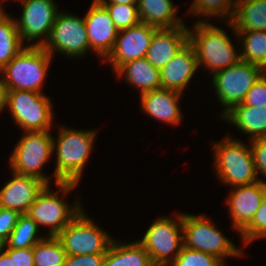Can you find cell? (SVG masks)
<instances>
[{"label":"cell","instance_id":"1","mask_svg":"<svg viewBox=\"0 0 266 266\" xmlns=\"http://www.w3.org/2000/svg\"><path fill=\"white\" fill-rule=\"evenodd\" d=\"M58 132L57 140L53 138V151H57L54 184L64 195L76 188L81 181L97 132L94 129L74 130L63 126Z\"/></svg>","mask_w":266,"mask_h":266},{"label":"cell","instance_id":"2","mask_svg":"<svg viewBox=\"0 0 266 266\" xmlns=\"http://www.w3.org/2000/svg\"><path fill=\"white\" fill-rule=\"evenodd\" d=\"M188 29V42L194 47L198 66L204 65L211 73H216L237 64V53L227 33L206 20H199Z\"/></svg>","mask_w":266,"mask_h":266},{"label":"cell","instance_id":"3","mask_svg":"<svg viewBox=\"0 0 266 266\" xmlns=\"http://www.w3.org/2000/svg\"><path fill=\"white\" fill-rule=\"evenodd\" d=\"M250 144L247 145L232 136H225L220 142L214 143V162L219 181L232 187L255 183L257 176Z\"/></svg>","mask_w":266,"mask_h":266},{"label":"cell","instance_id":"4","mask_svg":"<svg viewBox=\"0 0 266 266\" xmlns=\"http://www.w3.org/2000/svg\"><path fill=\"white\" fill-rule=\"evenodd\" d=\"M52 57L43 47L26 46L1 70L6 89L43 93Z\"/></svg>","mask_w":266,"mask_h":266},{"label":"cell","instance_id":"5","mask_svg":"<svg viewBox=\"0 0 266 266\" xmlns=\"http://www.w3.org/2000/svg\"><path fill=\"white\" fill-rule=\"evenodd\" d=\"M182 226L185 247L215 256L224 264L225 257H240L244 254L203 214L196 216L184 213Z\"/></svg>","mask_w":266,"mask_h":266},{"label":"cell","instance_id":"6","mask_svg":"<svg viewBox=\"0 0 266 266\" xmlns=\"http://www.w3.org/2000/svg\"><path fill=\"white\" fill-rule=\"evenodd\" d=\"M24 132L49 131L53 122L50 97L44 93L7 90L4 108Z\"/></svg>","mask_w":266,"mask_h":266},{"label":"cell","instance_id":"7","mask_svg":"<svg viewBox=\"0 0 266 266\" xmlns=\"http://www.w3.org/2000/svg\"><path fill=\"white\" fill-rule=\"evenodd\" d=\"M53 138L50 131L24 132L9 158L12 172L37 177L50 185L41 168L53 155Z\"/></svg>","mask_w":266,"mask_h":266},{"label":"cell","instance_id":"8","mask_svg":"<svg viewBox=\"0 0 266 266\" xmlns=\"http://www.w3.org/2000/svg\"><path fill=\"white\" fill-rule=\"evenodd\" d=\"M157 218L145 232L141 240H137L149 254L155 266L170 265L181 252L183 240V214ZM173 254V255H172Z\"/></svg>","mask_w":266,"mask_h":266},{"label":"cell","instance_id":"9","mask_svg":"<svg viewBox=\"0 0 266 266\" xmlns=\"http://www.w3.org/2000/svg\"><path fill=\"white\" fill-rule=\"evenodd\" d=\"M264 72L260 66L240 60L237 64L214 73L212 85L220 105L224 106L220 118L243 102L246 93Z\"/></svg>","mask_w":266,"mask_h":266},{"label":"cell","instance_id":"10","mask_svg":"<svg viewBox=\"0 0 266 266\" xmlns=\"http://www.w3.org/2000/svg\"><path fill=\"white\" fill-rule=\"evenodd\" d=\"M67 255L106 254L113 238L82 210L57 236Z\"/></svg>","mask_w":266,"mask_h":266},{"label":"cell","instance_id":"11","mask_svg":"<svg viewBox=\"0 0 266 266\" xmlns=\"http://www.w3.org/2000/svg\"><path fill=\"white\" fill-rule=\"evenodd\" d=\"M51 56L54 51L67 57H82L90 50L84 17L58 12L47 41L42 46Z\"/></svg>","mask_w":266,"mask_h":266},{"label":"cell","instance_id":"12","mask_svg":"<svg viewBox=\"0 0 266 266\" xmlns=\"http://www.w3.org/2000/svg\"><path fill=\"white\" fill-rule=\"evenodd\" d=\"M50 185H46L38 194L36 200L29 207L28 214L39 226L49 227L46 236H57L83 209L76 201L70 207L57 191H51Z\"/></svg>","mask_w":266,"mask_h":266},{"label":"cell","instance_id":"13","mask_svg":"<svg viewBox=\"0 0 266 266\" xmlns=\"http://www.w3.org/2000/svg\"><path fill=\"white\" fill-rule=\"evenodd\" d=\"M21 7V18L15 21L22 43L25 39L35 40L27 46L42 47L59 12L56 3L54 0H25L21 2Z\"/></svg>","mask_w":266,"mask_h":266},{"label":"cell","instance_id":"14","mask_svg":"<svg viewBox=\"0 0 266 266\" xmlns=\"http://www.w3.org/2000/svg\"><path fill=\"white\" fill-rule=\"evenodd\" d=\"M158 27L139 23L118 32L112 51L103 59L112 65L116 72L123 64L144 58Z\"/></svg>","mask_w":266,"mask_h":266},{"label":"cell","instance_id":"15","mask_svg":"<svg viewBox=\"0 0 266 266\" xmlns=\"http://www.w3.org/2000/svg\"><path fill=\"white\" fill-rule=\"evenodd\" d=\"M84 21L90 51L105 59L112 51L119 32L108 10L99 0H93Z\"/></svg>","mask_w":266,"mask_h":266},{"label":"cell","instance_id":"16","mask_svg":"<svg viewBox=\"0 0 266 266\" xmlns=\"http://www.w3.org/2000/svg\"><path fill=\"white\" fill-rule=\"evenodd\" d=\"M266 195V181L233 187L226 198L232 226L241 232L253 219Z\"/></svg>","mask_w":266,"mask_h":266},{"label":"cell","instance_id":"17","mask_svg":"<svg viewBox=\"0 0 266 266\" xmlns=\"http://www.w3.org/2000/svg\"><path fill=\"white\" fill-rule=\"evenodd\" d=\"M12 173V180L0 189V207L24 214L47 184L37 177Z\"/></svg>","mask_w":266,"mask_h":266},{"label":"cell","instance_id":"18","mask_svg":"<svg viewBox=\"0 0 266 266\" xmlns=\"http://www.w3.org/2000/svg\"><path fill=\"white\" fill-rule=\"evenodd\" d=\"M198 67L194 47L188 42L160 69L161 88L182 94Z\"/></svg>","mask_w":266,"mask_h":266},{"label":"cell","instance_id":"19","mask_svg":"<svg viewBox=\"0 0 266 266\" xmlns=\"http://www.w3.org/2000/svg\"><path fill=\"white\" fill-rule=\"evenodd\" d=\"M188 29L185 25L158 28L145 58L157 69L164 67L188 43Z\"/></svg>","mask_w":266,"mask_h":266},{"label":"cell","instance_id":"20","mask_svg":"<svg viewBox=\"0 0 266 266\" xmlns=\"http://www.w3.org/2000/svg\"><path fill=\"white\" fill-rule=\"evenodd\" d=\"M182 94L159 88L140 95L141 108L150 117L172 125H179L182 119L179 99Z\"/></svg>","mask_w":266,"mask_h":266},{"label":"cell","instance_id":"21","mask_svg":"<svg viewBox=\"0 0 266 266\" xmlns=\"http://www.w3.org/2000/svg\"><path fill=\"white\" fill-rule=\"evenodd\" d=\"M227 123L234 124L241 132L249 134L250 141L257 138H266V105L248 106L235 105L223 117Z\"/></svg>","mask_w":266,"mask_h":266},{"label":"cell","instance_id":"22","mask_svg":"<svg viewBox=\"0 0 266 266\" xmlns=\"http://www.w3.org/2000/svg\"><path fill=\"white\" fill-rule=\"evenodd\" d=\"M137 8L141 23L158 28L184 26L183 20L176 17L178 8L171 0H138Z\"/></svg>","mask_w":266,"mask_h":266},{"label":"cell","instance_id":"23","mask_svg":"<svg viewBox=\"0 0 266 266\" xmlns=\"http://www.w3.org/2000/svg\"><path fill=\"white\" fill-rule=\"evenodd\" d=\"M140 88V95L161 88L160 69L153 67L144 57L123 64L115 73Z\"/></svg>","mask_w":266,"mask_h":266},{"label":"cell","instance_id":"24","mask_svg":"<svg viewBox=\"0 0 266 266\" xmlns=\"http://www.w3.org/2000/svg\"><path fill=\"white\" fill-rule=\"evenodd\" d=\"M225 24L235 31H266V0H239Z\"/></svg>","mask_w":266,"mask_h":266},{"label":"cell","instance_id":"25","mask_svg":"<svg viewBox=\"0 0 266 266\" xmlns=\"http://www.w3.org/2000/svg\"><path fill=\"white\" fill-rule=\"evenodd\" d=\"M104 266H155L138 242L121 243L113 239L104 259Z\"/></svg>","mask_w":266,"mask_h":266},{"label":"cell","instance_id":"26","mask_svg":"<svg viewBox=\"0 0 266 266\" xmlns=\"http://www.w3.org/2000/svg\"><path fill=\"white\" fill-rule=\"evenodd\" d=\"M5 13L0 16V70L26 47L21 41L15 19Z\"/></svg>","mask_w":266,"mask_h":266},{"label":"cell","instance_id":"27","mask_svg":"<svg viewBox=\"0 0 266 266\" xmlns=\"http://www.w3.org/2000/svg\"><path fill=\"white\" fill-rule=\"evenodd\" d=\"M237 38L243 41L240 59L260 66L266 71V31H235Z\"/></svg>","mask_w":266,"mask_h":266},{"label":"cell","instance_id":"28","mask_svg":"<svg viewBox=\"0 0 266 266\" xmlns=\"http://www.w3.org/2000/svg\"><path fill=\"white\" fill-rule=\"evenodd\" d=\"M39 226L26 213L20 214L14 230L6 240L5 248L24 249L34 247L45 237L37 236Z\"/></svg>","mask_w":266,"mask_h":266},{"label":"cell","instance_id":"29","mask_svg":"<svg viewBox=\"0 0 266 266\" xmlns=\"http://www.w3.org/2000/svg\"><path fill=\"white\" fill-rule=\"evenodd\" d=\"M34 266H63L67 257L56 236H46L33 247Z\"/></svg>","mask_w":266,"mask_h":266},{"label":"cell","instance_id":"30","mask_svg":"<svg viewBox=\"0 0 266 266\" xmlns=\"http://www.w3.org/2000/svg\"><path fill=\"white\" fill-rule=\"evenodd\" d=\"M239 0H193L189 13L202 16H218L230 22ZM229 19H227V17ZM225 18V19H224Z\"/></svg>","mask_w":266,"mask_h":266},{"label":"cell","instance_id":"31","mask_svg":"<svg viewBox=\"0 0 266 266\" xmlns=\"http://www.w3.org/2000/svg\"><path fill=\"white\" fill-rule=\"evenodd\" d=\"M102 4L108 10L114 25L119 31L140 23L137 4Z\"/></svg>","mask_w":266,"mask_h":266},{"label":"cell","instance_id":"32","mask_svg":"<svg viewBox=\"0 0 266 266\" xmlns=\"http://www.w3.org/2000/svg\"><path fill=\"white\" fill-rule=\"evenodd\" d=\"M169 266H226V264L215 256L183 246Z\"/></svg>","mask_w":266,"mask_h":266},{"label":"cell","instance_id":"33","mask_svg":"<svg viewBox=\"0 0 266 266\" xmlns=\"http://www.w3.org/2000/svg\"><path fill=\"white\" fill-rule=\"evenodd\" d=\"M240 237L246 245L258 238L266 237V195L256 211L251 222L240 232Z\"/></svg>","mask_w":266,"mask_h":266},{"label":"cell","instance_id":"34","mask_svg":"<svg viewBox=\"0 0 266 266\" xmlns=\"http://www.w3.org/2000/svg\"><path fill=\"white\" fill-rule=\"evenodd\" d=\"M241 104L253 107L266 105V71L246 93V96Z\"/></svg>","mask_w":266,"mask_h":266},{"label":"cell","instance_id":"35","mask_svg":"<svg viewBox=\"0 0 266 266\" xmlns=\"http://www.w3.org/2000/svg\"><path fill=\"white\" fill-rule=\"evenodd\" d=\"M250 149L253 156L257 175L266 178V138H257L250 141Z\"/></svg>","mask_w":266,"mask_h":266},{"label":"cell","instance_id":"36","mask_svg":"<svg viewBox=\"0 0 266 266\" xmlns=\"http://www.w3.org/2000/svg\"><path fill=\"white\" fill-rule=\"evenodd\" d=\"M19 216L16 210L0 207V237L5 241L14 230Z\"/></svg>","mask_w":266,"mask_h":266},{"label":"cell","instance_id":"37","mask_svg":"<svg viewBox=\"0 0 266 266\" xmlns=\"http://www.w3.org/2000/svg\"><path fill=\"white\" fill-rule=\"evenodd\" d=\"M105 254L67 255L63 266H104Z\"/></svg>","mask_w":266,"mask_h":266},{"label":"cell","instance_id":"38","mask_svg":"<svg viewBox=\"0 0 266 266\" xmlns=\"http://www.w3.org/2000/svg\"><path fill=\"white\" fill-rule=\"evenodd\" d=\"M12 266H34L33 247L24 249L5 248Z\"/></svg>","mask_w":266,"mask_h":266},{"label":"cell","instance_id":"39","mask_svg":"<svg viewBox=\"0 0 266 266\" xmlns=\"http://www.w3.org/2000/svg\"><path fill=\"white\" fill-rule=\"evenodd\" d=\"M2 74V71L0 70V75ZM0 112H3L2 110L4 109V105H5V99H6V93H7V89L5 86V82H4V77L0 76Z\"/></svg>","mask_w":266,"mask_h":266},{"label":"cell","instance_id":"40","mask_svg":"<svg viewBox=\"0 0 266 266\" xmlns=\"http://www.w3.org/2000/svg\"><path fill=\"white\" fill-rule=\"evenodd\" d=\"M99 1L101 3H113V4H138V0H99Z\"/></svg>","mask_w":266,"mask_h":266},{"label":"cell","instance_id":"41","mask_svg":"<svg viewBox=\"0 0 266 266\" xmlns=\"http://www.w3.org/2000/svg\"><path fill=\"white\" fill-rule=\"evenodd\" d=\"M0 266H12L11 260L5 251L0 253Z\"/></svg>","mask_w":266,"mask_h":266},{"label":"cell","instance_id":"42","mask_svg":"<svg viewBox=\"0 0 266 266\" xmlns=\"http://www.w3.org/2000/svg\"><path fill=\"white\" fill-rule=\"evenodd\" d=\"M6 241L0 237V253L5 250Z\"/></svg>","mask_w":266,"mask_h":266},{"label":"cell","instance_id":"43","mask_svg":"<svg viewBox=\"0 0 266 266\" xmlns=\"http://www.w3.org/2000/svg\"><path fill=\"white\" fill-rule=\"evenodd\" d=\"M2 1H6V0H0V9H3V8H2V3H1ZM11 1H12V0H11ZM13 1H14V0H13ZM16 1H18V2H22V1H25V0H16Z\"/></svg>","mask_w":266,"mask_h":266},{"label":"cell","instance_id":"44","mask_svg":"<svg viewBox=\"0 0 266 266\" xmlns=\"http://www.w3.org/2000/svg\"><path fill=\"white\" fill-rule=\"evenodd\" d=\"M4 13L3 9H0V16Z\"/></svg>","mask_w":266,"mask_h":266}]
</instances>
